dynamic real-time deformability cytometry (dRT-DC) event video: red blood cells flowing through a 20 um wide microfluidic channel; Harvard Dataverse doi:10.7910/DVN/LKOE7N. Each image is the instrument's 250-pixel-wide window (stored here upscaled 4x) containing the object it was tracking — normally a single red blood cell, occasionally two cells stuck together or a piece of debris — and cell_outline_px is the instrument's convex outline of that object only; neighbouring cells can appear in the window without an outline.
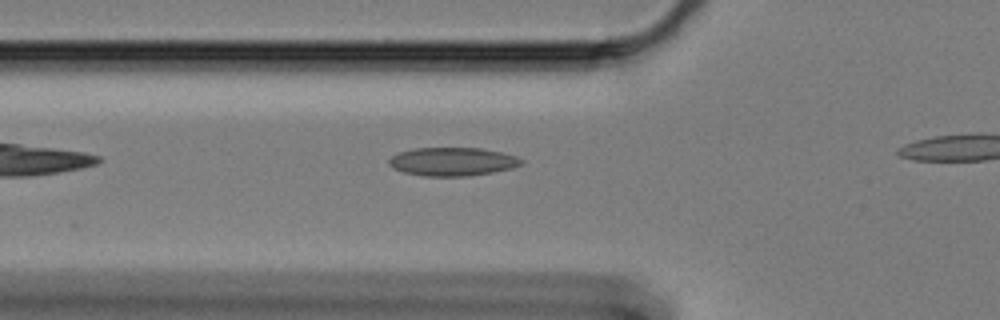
{"species": "Egyptian fruit bat (a non-hibernating species)", "species_latin": "Rousettus aegyptiacus", "temperature_condition": "cold", "stored_images_in_passage": 7, "camera_frame_rate_fps": 3000, "um_per_image_px": 0.085, "animal": {"sex": "female"}, "frame": {"image": 1, "passage_image": 2, "time_ms": 0.333, "image_size_px": [1000, 320], "cell_outline_px": [[524, 160], [520, 164], [512, 168], [492, 172], [468, 176], [424, 176], [404, 172], [392, 168], [388, 164], [388, 160], [392, 156], [400, 152], [416, 148], [480, 148], [500, 152], [516, 156]], "centroid_in_image_um": [38.44, 13.74], "position_along_channel_um": 87.4, "area_um2": 21.79}}
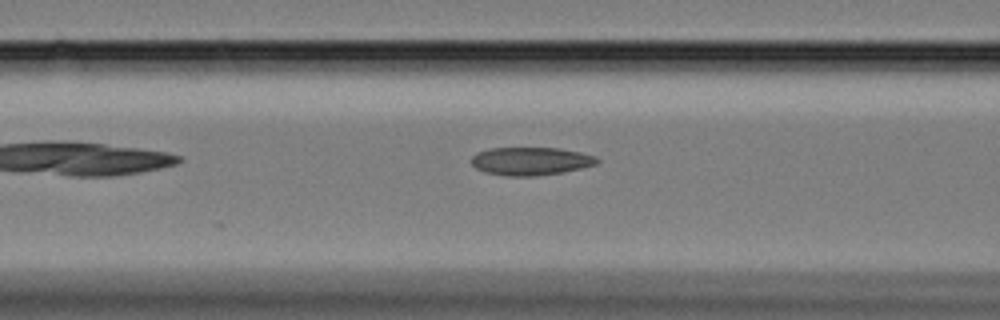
{"frame": {"image": 2, "passage_image": 5, "time_ms": 1.333, "image_size_px": [1000, 320], "cell_outline_px": [[600, 160], [596, 164], [580, 168], [560, 172], [536, 176], [508, 176], [484, 172], [476, 168], [472, 164], [472, 156], [476, 152], [488, 148], [560, 148], [580, 152], [596, 156]], "centroid_in_image_um": [45.09, 13.69], "position_along_channel_um": 121.5, "area_um2": 20.52}}